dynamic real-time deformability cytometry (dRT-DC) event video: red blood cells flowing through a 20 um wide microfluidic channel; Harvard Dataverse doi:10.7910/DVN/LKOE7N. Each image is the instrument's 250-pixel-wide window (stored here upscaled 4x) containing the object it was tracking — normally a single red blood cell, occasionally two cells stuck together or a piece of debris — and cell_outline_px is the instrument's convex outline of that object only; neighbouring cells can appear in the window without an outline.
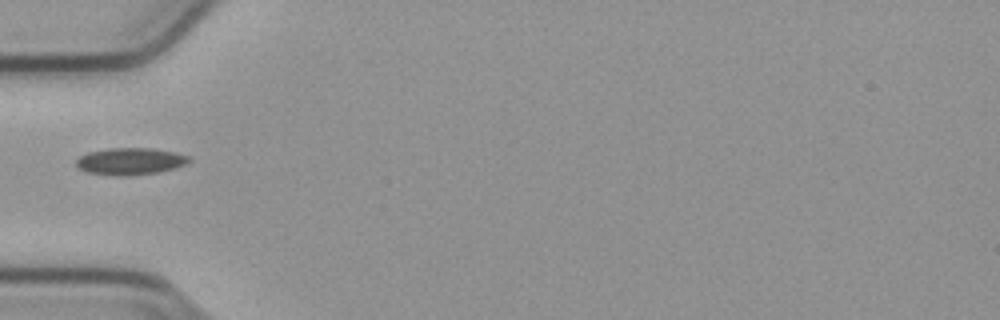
{"species": "common noctule bat (a hibernating species)", "species_latin": "Nyctalus noctula", "temperature_condition": "cold", "stored_images_in_passage": 37, "camera_frame_rate_fps": 3000, "um_per_image_px": 0.085, "animal": {"sex": "male", "body_mass_g": 23.1, "forearm_length_mm": 52.7}, "frame": {"image": 1, "passage_image": 1, "time_ms": 0.0, "image_size_px": [1000, 320], "cell_outline_px": [[192, 160], [188, 164], [176, 168], [160, 172], [128, 176], [120, 176], [88, 172], [80, 168], [76, 164], [76, 160], [80, 156], [88, 152], [108, 148], [152, 148], [176, 152], [192, 156]], "centroid_in_image_um": [11.16, 13.7], "position_along_channel_um": 73.8, "area_um2": 17.98}}
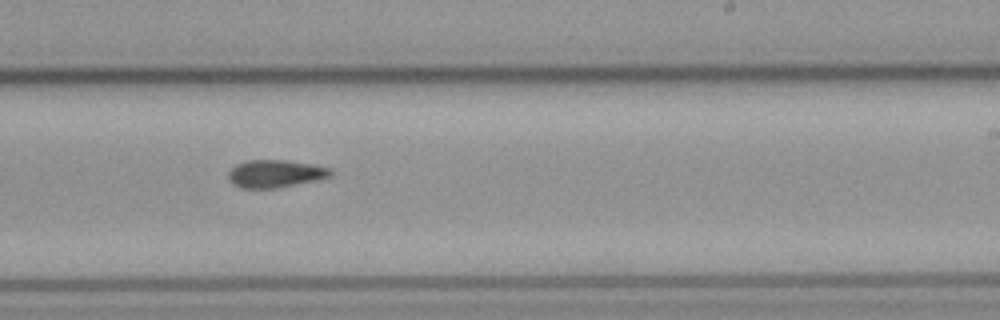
{"frame": {"image": 2, "passage_image": 16, "time_ms": 5.0, "image_size_px": [1000, 320], "cell_outline_px": [[332, 176], [316, 180], [276, 188], [240, 188], [232, 184], [228, 180], [228, 172], [236, 164], [248, 160], [284, 160], [312, 164], [328, 168], [332, 172]], "centroid_in_image_um": [23.35, 14.76], "position_along_channel_um": 265.6, "area_um2": 16.42}}
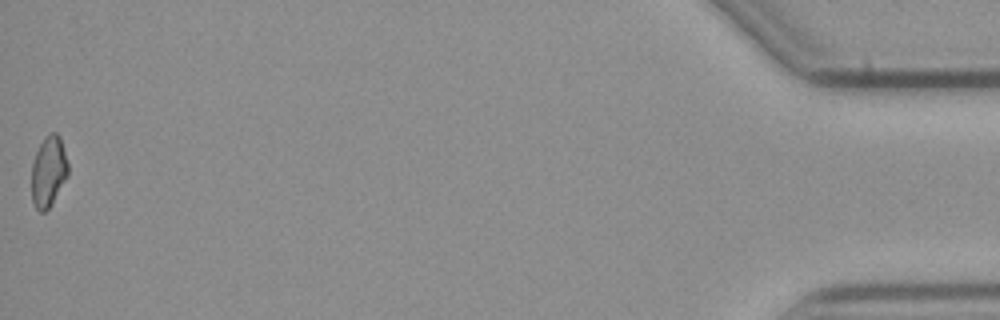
{"frame": {"image": 3, "passage_image": 37, "time_ms": 12.0, "image_size_px": [1000, 320], "cell_outline_px": [[68, 176], [52, 204], [44, 212], [40, 212], [36, 208], [32, 200], [32, 164], [36, 152], [44, 136], [48, 132], [56, 132], [60, 136], [68, 164]], "centroid_in_image_um": [4.13, 14.56], "position_along_channel_um": 431.1, "area_um2": 15.14}}